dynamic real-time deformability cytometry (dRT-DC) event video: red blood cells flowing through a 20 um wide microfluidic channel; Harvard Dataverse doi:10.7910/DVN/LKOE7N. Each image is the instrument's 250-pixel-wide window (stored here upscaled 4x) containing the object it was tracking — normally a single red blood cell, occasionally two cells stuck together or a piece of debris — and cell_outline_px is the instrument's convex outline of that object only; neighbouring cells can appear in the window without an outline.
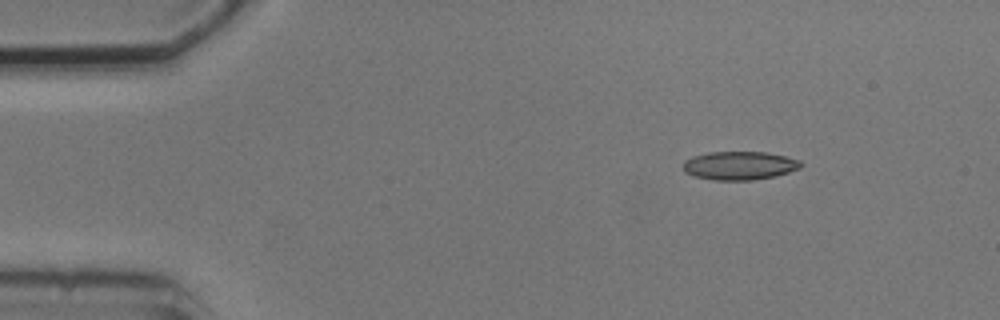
{"species": "common noctule bat (a hibernating species)", "species_latin": "Nyctalus noctula", "temperature_condition": "cold", "stored_images_in_passage": 3, "camera_frame_rate_fps": 3000, "um_per_image_px": 0.085, "animal": {"sex": "male", "body_mass_g": 20.5, "forearm_length_mm": 52.5}, "frame": {"image": 1, "passage_image": 1, "time_ms": 0.0, "image_size_px": [1000, 320], "cell_outline_px": [[804, 164], [800, 168], [776, 176], [752, 180], [712, 180], [696, 176], [684, 172], [684, 160], [692, 156], [708, 152], [768, 152], [800, 160]], "centroid_in_image_um": [62.87, 14.07], "position_along_channel_um": 22.1, "area_um2": 19.59}}